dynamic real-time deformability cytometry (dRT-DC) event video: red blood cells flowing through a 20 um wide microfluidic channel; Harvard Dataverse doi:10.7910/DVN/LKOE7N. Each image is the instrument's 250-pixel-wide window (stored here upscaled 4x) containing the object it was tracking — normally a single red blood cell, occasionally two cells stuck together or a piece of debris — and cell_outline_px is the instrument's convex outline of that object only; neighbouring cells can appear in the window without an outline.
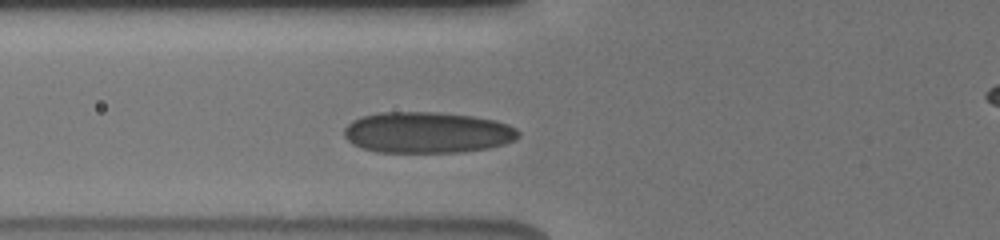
{"species": "human", "species_latin": "Homo sapiens", "temperature_condition": "cold", "stored_images_in_passage": 42, "camera_frame_rate_fps": 3000, "um_per_image_px": 0.085, "donor": {"sex": "male"}, "frame": {"image": 1, "passage_image": 13, "time_ms": 2.0, "image_size_px": [1000, 240], "cell_outline_px": [[520, 136], [516, 140], [504, 144], [488, 148], [460, 152], [376, 152], [352, 144], [344, 136], [344, 128], [352, 120], [360, 116], [380, 112], [436, 112], [472, 116], [496, 120], [508, 124], [516, 128], [520, 132]], "centroid_in_image_um": [36.33, 11.26], "position_along_channel_um": 89.5, "area_um2": 42.02}}
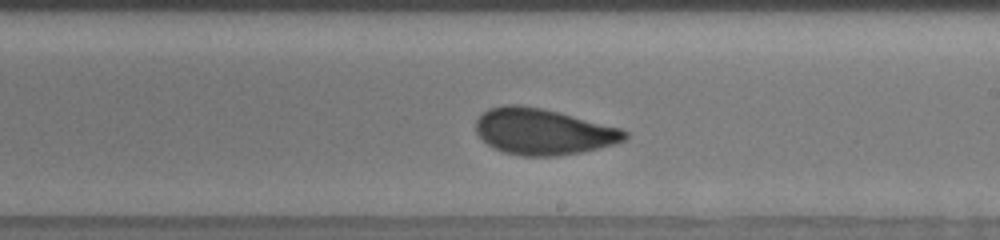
{"frame": {"image": 2, "passage_image": 36, "time_ms": 6.0, "image_size_px": [1000, 240], "cell_outline_px": [[628, 136], [624, 140], [600, 148], [560, 156], [520, 156], [504, 152], [492, 148], [476, 132], [476, 120], [488, 108], [504, 104], [520, 104], [544, 108], [560, 112], [620, 128], [628, 132]], "centroid_in_image_um": [46.15, 11.18], "position_along_channel_um": 242.9, "area_um2": 40.17}}
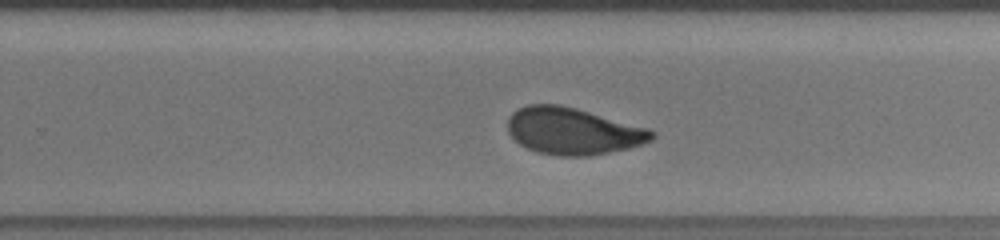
{"frame": {"image": 3, "passage_image": 42, "time_ms": 7.0, "image_size_px": [1000, 240], "cell_outline_px": [[656, 136], [652, 140], [628, 148], [588, 156], [556, 156], [536, 152], [520, 144], [508, 132], [508, 116], [512, 112], [528, 104], [560, 104], [576, 108], [648, 128], [656, 132]], "centroid_in_image_um": [48.69, 11.14], "position_along_channel_um": 281.1, "area_um2": 39.3}}